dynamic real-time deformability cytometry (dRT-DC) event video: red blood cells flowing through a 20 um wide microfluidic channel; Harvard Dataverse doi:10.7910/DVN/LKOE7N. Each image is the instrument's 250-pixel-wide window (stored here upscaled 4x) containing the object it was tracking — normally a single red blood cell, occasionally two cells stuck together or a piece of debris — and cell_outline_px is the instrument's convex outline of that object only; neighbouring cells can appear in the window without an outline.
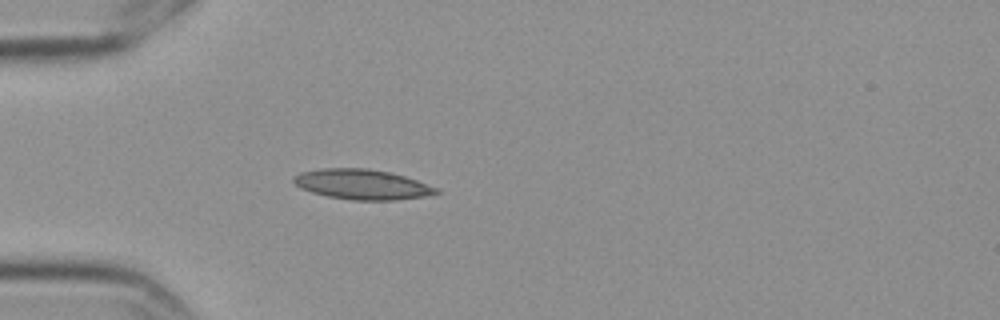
{"species": "Egyptian fruit bat (a non-hibernating species)", "species_latin": "Rousettus aegyptiacus", "temperature_condition": "cold", "stored_images_in_passage": 3, "camera_frame_rate_fps": 3000, "um_per_image_px": 0.085, "frame": {"image": 1, "passage_image": 3, "time_ms": 0.667, "image_size_px": [1000, 320], "cell_outline_px": [[440, 192], [424, 196], [396, 200], [352, 200], [328, 196], [312, 192], [300, 188], [292, 180], [292, 176], [300, 172], [320, 168], [368, 168], [392, 172], [440, 188]], "centroid_in_image_um": [30.77, 15.66], "position_along_channel_um": 54.2, "area_um2": 25.14}}